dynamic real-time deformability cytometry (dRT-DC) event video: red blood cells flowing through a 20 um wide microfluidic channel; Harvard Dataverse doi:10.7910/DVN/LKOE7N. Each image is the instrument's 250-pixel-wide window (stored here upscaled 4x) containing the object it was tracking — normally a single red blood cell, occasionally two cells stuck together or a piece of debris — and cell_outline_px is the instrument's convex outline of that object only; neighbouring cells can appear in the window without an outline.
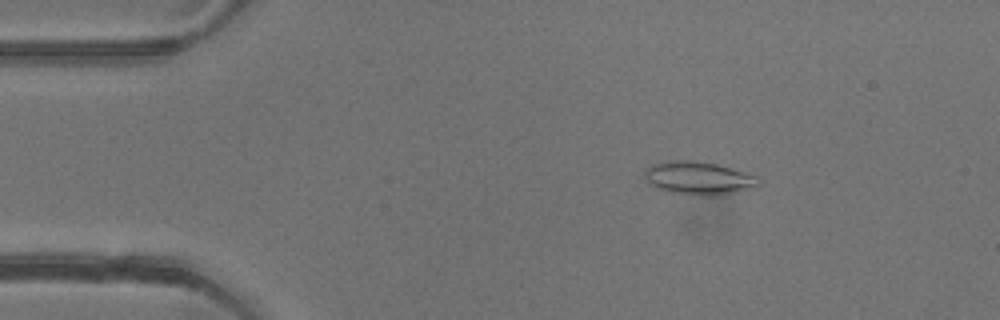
{"species": "common noctule bat (a hibernating species)", "species_latin": "Nyctalus noctula", "temperature_condition": "warm", "stored_images_in_passage": 47, "camera_frame_rate_fps": 3000, "um_per_image_px": 0.085, "animal": {"sex": "female"}, "frame": {"image": 1, "passage_image": 3, "time_ms": 0.667, "image_size_px": [1000, 320], "cell_outline_px": [[760, 184], [756, 188], [716, 196], [692, 196], [668, 192], [656, 188], [648, 184], [644, 176], [644, 172], [652, 164], [664, 160], [696, 160], [716, 164], [732, 168], [756, 176], [760, 180]], "centroid_in_image_um": [59.36, 15.15], "position_along_channel_um": 25.6, "area_um2": 22.6}}
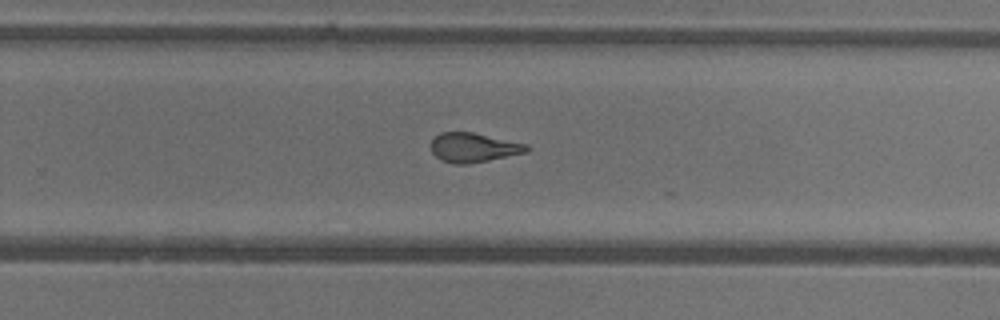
{"frame": {"image": 2, "passage_image": 28, "time_ms": 9.0, "image_size_px": [1000, 320], "cell_outline_px": [[532, 148], [528, 152], [468, 164], [452, 164], [436, 156], [432, 152], [432, 140], [440, 132], [472, 132], [528, 144]], "centroid_in_image_um": [40.3, 12.54], "position_along_channel_um": 289.5, "area_um2": 16.3}}
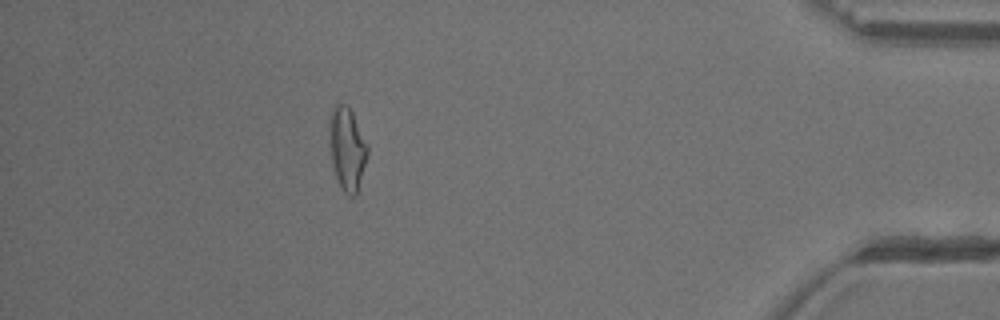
{"frame": {"image": 3, "passage_image": 41, "time_ms": 13.333, "image_size_px": [1000, 320], "cell_outline_px": [[368, 152], [356, 196], [348, 196], [340, 188], [332, 164], [328, 120], [332, 108], [336, 104], [344, 104], [352, 112], [368, 144]], "centroid_in_image_um": [29.5, 12.64], "position_along_channel_um": 405.7, "area_um2": 18.38}, "authors_computed_cell_mechanics": {"area_um2": 17.5134, "velocity_mm_per_s": 3.9371, "shape_relaxation_time_tau1_ms": 9.1289, "shape_relaxation_time_tau2_ms": 1.7996, "deformation_change_tau1": 0.2379, "deformation_change_tau2": 0.1053}}